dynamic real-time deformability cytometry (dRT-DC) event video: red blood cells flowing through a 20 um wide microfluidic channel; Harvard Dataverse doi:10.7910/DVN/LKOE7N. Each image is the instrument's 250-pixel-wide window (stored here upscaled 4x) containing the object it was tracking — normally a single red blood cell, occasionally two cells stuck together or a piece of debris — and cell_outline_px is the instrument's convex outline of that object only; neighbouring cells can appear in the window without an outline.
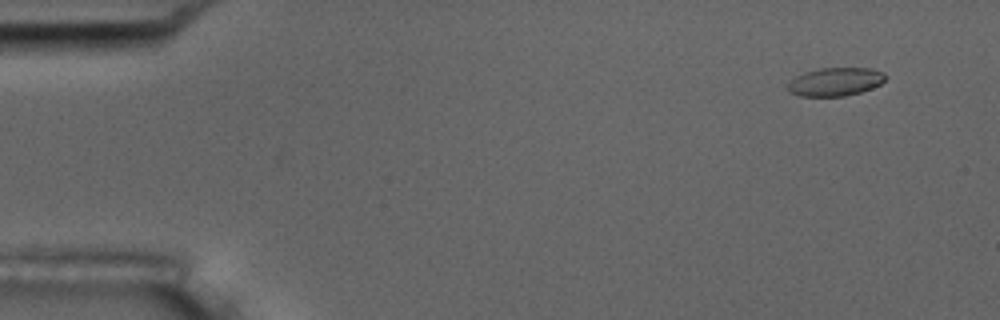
{"species": "common noctule bat (a hibernating species)", "species_latin": "Nyctalus noctula", "temperature_condition": "room temperature", "stored_images_in_passage": 6, "camera_frame_rate_fps": 3000, "um_per_image_px": 0.085, "animal": {"sex": "male", "body_mass_g": 17.5, "forearm_length_mm": 52.3}, "frame": {"image": 1, "passage_image": 1, "time_ms": 0.0, "image_size_px": [1000, 320], "cell_outline_px": [[888, 76], [880, 84], [872, 88], [860, 92], [844, 96], [800, 96], [788, 92], [788, 84], [796, 76], [804, 72], [820, 68], [872, 68], [884, 72]], "centroid_in_image_um": [71.02, 6.94], "position_along_channel_um": 14.0, "area_um2": 16.18}}
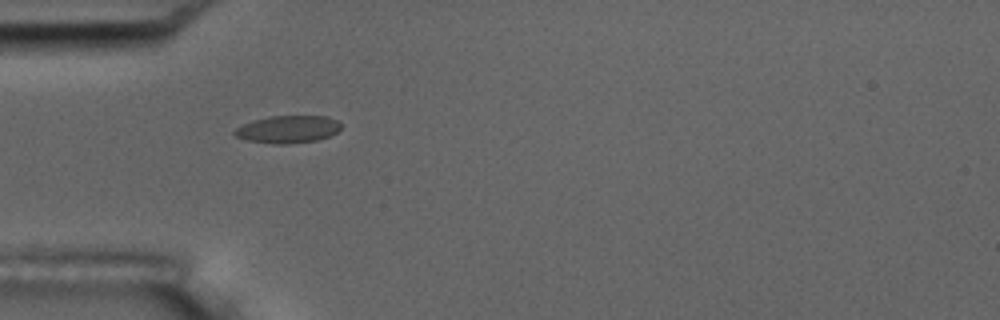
{"frame": {"image": 2, "passage_image": 5, "time_ms": 4.333, "image_size_px": [1000, 320], "cell_outline_px": [[340, 128], [336, 132], [328, 136], [316, 140], [288, 144], [272, 144], [248, 140], [236, 136], [232, 132], [236, 128], [252, 120], [268, 116], [328, 116], [336, 120], [340, 124]], "centroid_in_image_um": [24.44, 10.98], "position_along_channel_um": 60.6, "area_um2": 16.94}}